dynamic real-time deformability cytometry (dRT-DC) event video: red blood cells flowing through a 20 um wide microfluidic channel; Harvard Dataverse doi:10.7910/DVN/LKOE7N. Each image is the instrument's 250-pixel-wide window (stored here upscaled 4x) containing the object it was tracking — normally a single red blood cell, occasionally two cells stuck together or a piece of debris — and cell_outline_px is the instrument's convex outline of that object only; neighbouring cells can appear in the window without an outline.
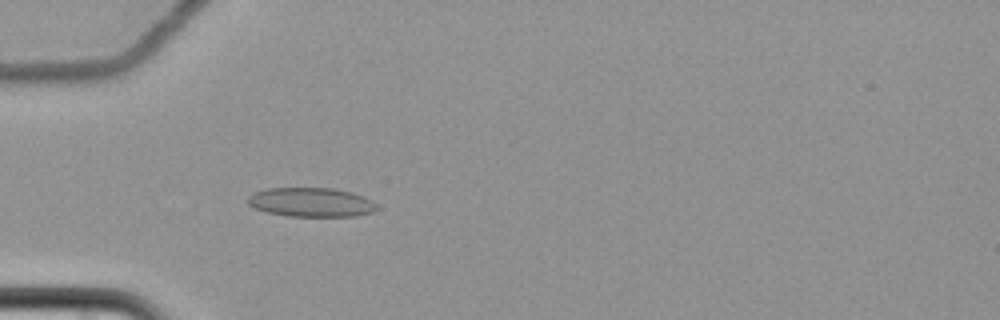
{"species": "common noctule bat (a hibernating species)", "species_latin": "Nyctalus noctula", "temperature_condition": "cold", "stored_images_in_passage": 52, "camera_frame_rate_fps": 3000, "um_per_image_px": 0.085, "animal": {"sex": "female", "body_mass_g": 22.7, "forearm_length_mm": 54.2}, "frame": {"image": 1, "passage_image": 11, "time_ms": 3.333, "image_size_px": [1000, 320], "cell_outline_px": [[380, 208], [372, 212], [356, 216], [288, 216], [268, 212], [256, 208], [248, 204], [248, 196], [256, 192], [268, 188], [332, 188], [352, 192], [364, 196], [372, 200]], "centroid_in_image_um": [26.5, 17.19], "position_along_channel_um": 58.5, "area_um2": 21.91}}
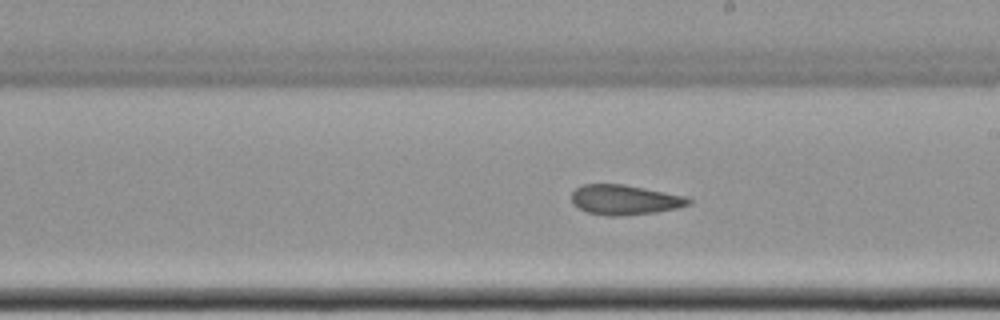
{"frame": {"image": 2, "passage_image": 27, "time_ms": 8.667, "image_size_px": [1000, 320], "cell_outline_px": [[692, 204], [676, 208], [656, 212], [616, 216], [608, 216], [588, 212], [572, 204], [572, 192], [580, 184], [624, 184], [688, 196], [692, 200]], "centroid_in_image_um": [53.12, 16.97], "position_along_channel_um": 235.9, "area_um2": 20.52}}
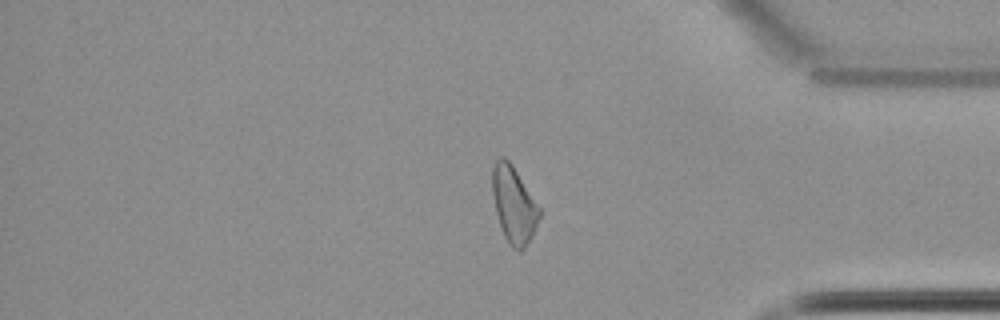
{"frame": {"image": 3, "passage_image": 42, "time_ms": 13.667, "image_size_px": [1000, 320], "cell_outline_px": [[540, 216], [532, 236], [524, 248], [520, 252], [512, 248], [508, 244], [504, 236], [496, 212], [492, 192], [492, 168], [496, 160], [500, 156], [504, 156], [512, 164], [540, 208]], "centroid_in_image_um": [43.66, 17.4], "position_along_channel_um": 391.5, "area_um2": 20.87}}